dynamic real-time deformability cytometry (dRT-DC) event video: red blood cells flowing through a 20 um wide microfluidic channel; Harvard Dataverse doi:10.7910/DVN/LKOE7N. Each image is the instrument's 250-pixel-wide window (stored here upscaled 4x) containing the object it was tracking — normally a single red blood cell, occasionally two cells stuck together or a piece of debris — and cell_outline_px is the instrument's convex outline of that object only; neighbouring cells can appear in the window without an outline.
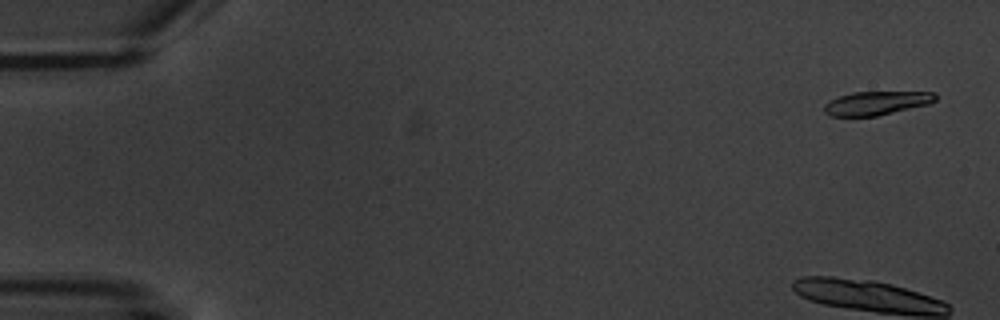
{"species": "common noctule bat (a hibernating species)", "species_latin": "Nyctalus noctula", "temperature_condition": "warm", "stored_images_in_passage": 5, "camera_frame_rate_fps": 3000, "um_per_image_px": 0.085, "animal": {"sex": "male", "body_mass_g": 20.1, "forearm_length_mm": 53.5}, "frame": {"image": 1, "passage_image": 1, "time_ms": 0.0, "image_size_px": [1000, 320], "cell_outline_px": [[936, 100], [928, 104], [876, 116], [828, 116], [824, 112], [824, 104], [840, 96], [852, 92], [936, 92]], "centroid_in_image_um": [74.48, 8.76], "position_along_channel_um": 10.5, "area_um2": 15.2}}
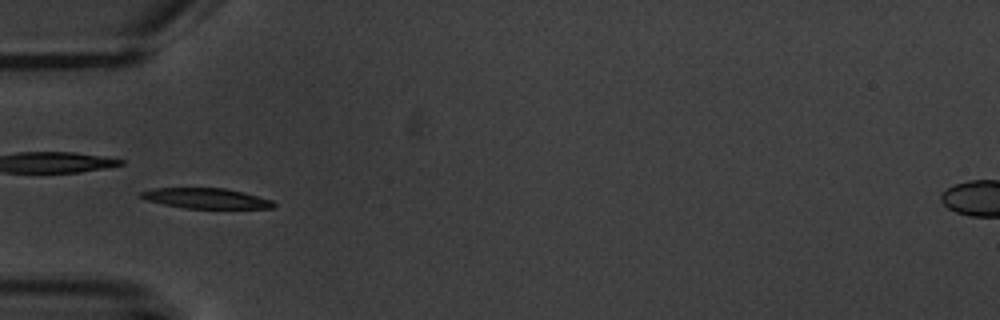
{"frame": {"image": 2, "passage_image": 5, "time_ms": 6.0, "image_size_px": [1000, 320], "cell_outline_px": [[276, 204], [272, 208], [184, 208], [164, 204], [148, 200], [136, 196], [140, 192], [152, 188], [224, 188], [244, 192], [272, 200]], "centroid_in_image_um": [17.49, 16.85], "position_along_channel_um": 67.5, "area_um2": 15.66}}